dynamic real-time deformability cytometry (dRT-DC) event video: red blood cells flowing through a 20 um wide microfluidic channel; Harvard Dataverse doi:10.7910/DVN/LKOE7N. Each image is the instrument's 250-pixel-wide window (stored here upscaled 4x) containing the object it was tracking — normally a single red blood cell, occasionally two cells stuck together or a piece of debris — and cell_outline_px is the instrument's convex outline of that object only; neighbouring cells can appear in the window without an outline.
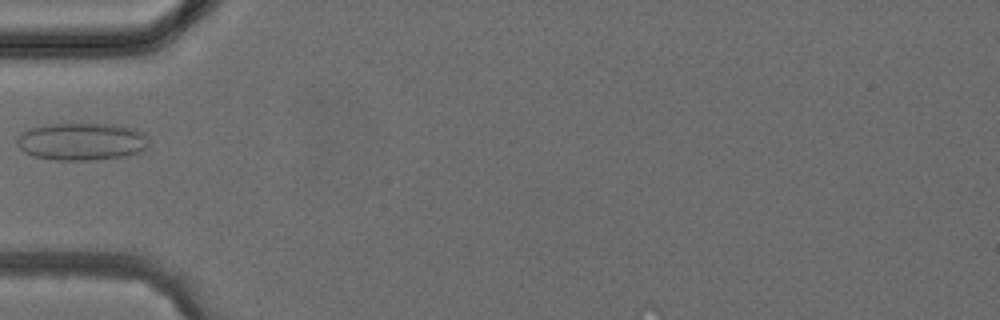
{"species": "common noctule bat (a hibernating species)", "species_latin": "Nyctalus noctula", "temperature_condition": "cold", "stored_images_in_passage": 2, "camera_frame_rate_fps": 3000, "um_per_image_px": 0.085, "animal": {"sex": "female", "body_mass_g": 24.6, "forearm_length_mm": 56.2}, "frame": {"image": 1, "passage_image": 2, "time_ms": 1.667, "image_size_px": [1000, 320], "cell_outline_px": [[148, 148], [140, 152], [124, 156], [88, 160], [56, 160], [32, 156], [24, 152], [16, 144], [16, 136], [28, 128], [48, 124], [120, 124], [132, 128], [148, 136]], "centroid_in_image_um": [6.92, 12.02], "position_along_channel_um": 78.1, "area_um2": 29.07}}